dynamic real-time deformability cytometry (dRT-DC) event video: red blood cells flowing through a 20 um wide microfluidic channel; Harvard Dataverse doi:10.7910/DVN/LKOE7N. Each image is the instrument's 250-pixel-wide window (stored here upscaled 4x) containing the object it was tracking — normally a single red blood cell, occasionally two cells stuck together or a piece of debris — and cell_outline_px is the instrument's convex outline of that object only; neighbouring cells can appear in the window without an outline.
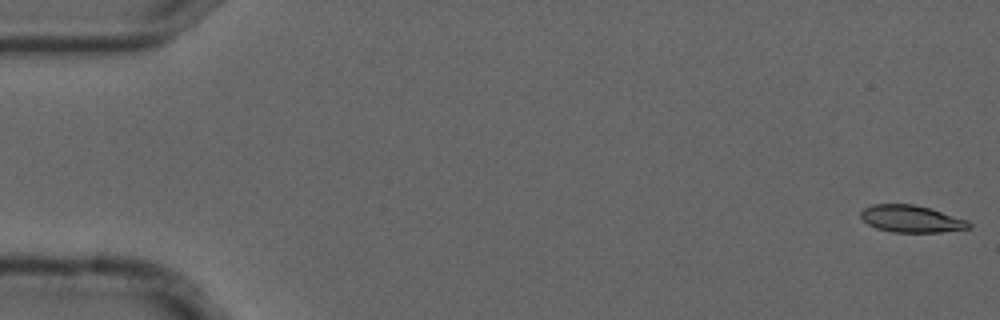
{"species": "common noctule bat (a hibernating species)", "species_latin": "Nyctalus noctula", "temperature_condition": "cold", "stored_images_in_passage": 6, "camera_frame_rate_fps": 3000, "um_per_image_px": 0.085, "animal": {"sex": "male", "forearm_length_mm": 52.5}, "frame": {"image": 1, "passage_image": 1, "time_ms": 0.0, "image_size_px": [1000, 320], "cell_outline_px": [[972, 228], [940, 232], [892, 232], [876, 228], [868, 224], [860, 216], [860, 212], [864, 208], [872, 204], [916, 204], [968, 220], [972, 224]], "centroid_in_image_um": [77.47, 18.6], "position_along_channel_um": 7.5, "area_um2": 17.11}}
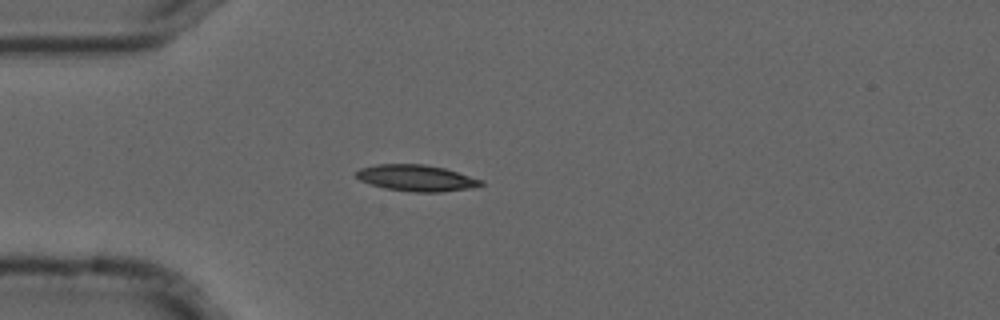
{"frame": {"image": 2, "passage_image": 4, "time_ms": 1.0, "image_size_px": [1000, 320], "cell_outline_px": [[484, 184], [472, 188], [440, 192], [416, 192], [384, 188], [360, 180], [356, 176], [356, 172], [360, 168], [376, 164], [424, 164], [444, 168], [484, 180]], "centroid_in_image_um": [35.42, 15.13], "position_along_channel_um": 49.6, "area_um2": 19.07}}
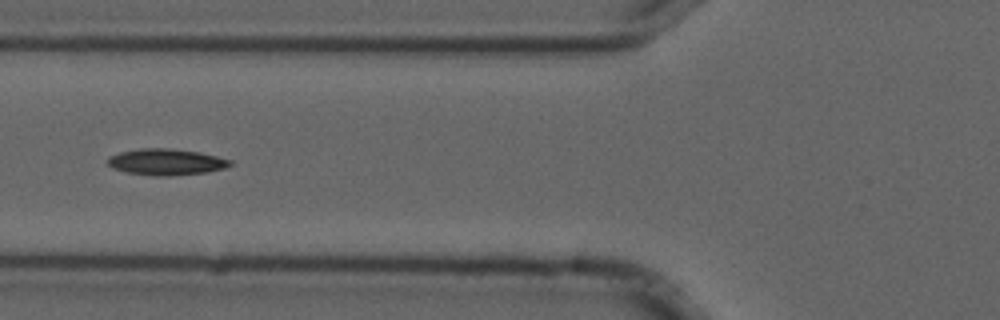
{"frame": {"image": 3, "passage_image": 6, "time_ms": 1.667, "image_size_px": [1000, 320], "cell_outline_px": [[232, 164], [224, 168], [208, 172], [168, 176], [156, 176], [128, 172], [112, 168], [104, 160], [108, 156], [120, 152], [140, 148], [168, 148], [200, 152], [232, 160]], "centroid_in_image_um": [14.09, 13.76], "position_along_channel_um": 111.7, "area_um2": 18.84}}